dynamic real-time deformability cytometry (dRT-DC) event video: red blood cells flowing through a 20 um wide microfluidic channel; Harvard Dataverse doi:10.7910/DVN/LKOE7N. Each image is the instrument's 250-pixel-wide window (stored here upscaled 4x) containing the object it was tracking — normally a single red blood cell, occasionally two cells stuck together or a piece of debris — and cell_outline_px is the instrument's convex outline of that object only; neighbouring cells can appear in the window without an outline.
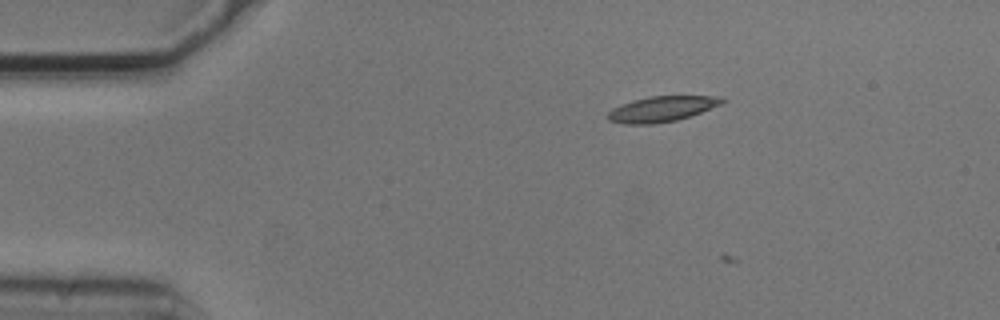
{"species": "common noctule bat (a hibernating species)", "species_latin": "Nyctalus noctula", "temperature_condition": "cold", "stored_images_in_passage": 4, "camera_frame_rate_fps": 3000, "um_per_image_px": 0.085, "animal": {"sex": "male", "body_mass_g": 20.5, "forearm_length_mm": 52.5}, "frame": {"image": 1, "passage_image": 2, "time_ms": 0.333, "image_size_px": [1000, 320], "cell_outline_px": [[728, 100], [724, 104], [676, 120], [652, 124], [624, 124], [608, 120], [604, 116], [612, 108], [632, 100], [648, 96], [724, 96]], "centroid_in_image_um": [56.26, 9.25], "position_along_channel_um": 28.7, "area_um2": 17.17}}